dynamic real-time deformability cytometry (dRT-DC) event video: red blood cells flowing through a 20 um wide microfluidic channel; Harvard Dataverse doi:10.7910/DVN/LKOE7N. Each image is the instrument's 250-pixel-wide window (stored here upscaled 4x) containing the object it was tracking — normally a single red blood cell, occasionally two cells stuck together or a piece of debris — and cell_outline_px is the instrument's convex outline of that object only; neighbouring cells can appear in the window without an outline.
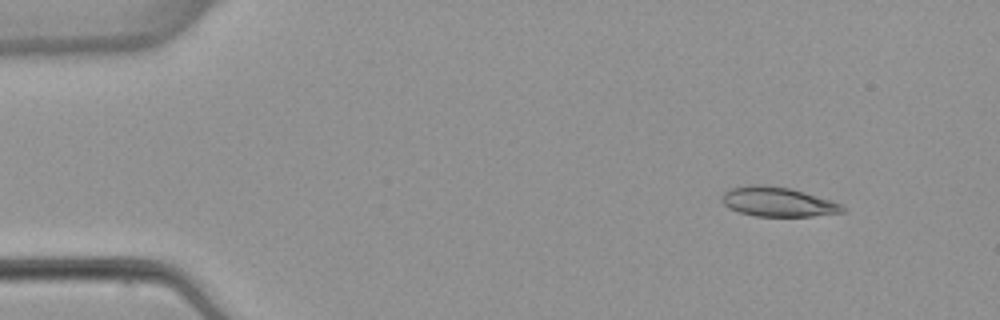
{"species": "common noctule bat (a hibernating species)", "species_latin": "Nyctalus noctula", "temperature_condition": "warm", "stored_images_in_passage": 7, "camera_frame_rate_fps": 3000, "um_per_image_px": 0.085, "animal": {"sex": "female", "body_mass_g": 22.7, "forearm_length_mm": 54.2}, "frame": {"image": 1, "passage_image": 2, "time_ms": 1.0, "image_size_px": [1000, 320], "cell_outline_px": [[844, 212], [812, 216], [756, 216], [740, 212], [728, 208], [724, 204], [724, 192], [728, 188], [748, 184], [764, 184], [792, 188], [832, 200], [840, 204], [844, 208]], "centroid_in_image_um": [66.11, 17.13], "position_along_channel_um": 18.9, "area_um2": 20.81}}
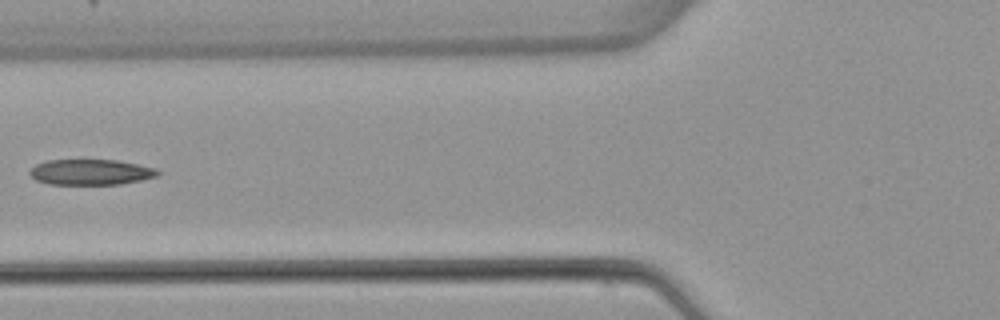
{"frame": {"image": 2, "passage_image": 6, "time_ms": 6.0, "image_size_px": [1000, 320], "cell_outline_px": [[160, 172], [156, 176], [140, 180], [120, 184], [48, 184], [36, 180], [28, 172], [36, 164], [48, 160], [116, 160], [156, 168]], "centroid_in_image_um": [7.69, 14.63], "position_along_channel_um": 118.1, "area_um2": 18.9}}
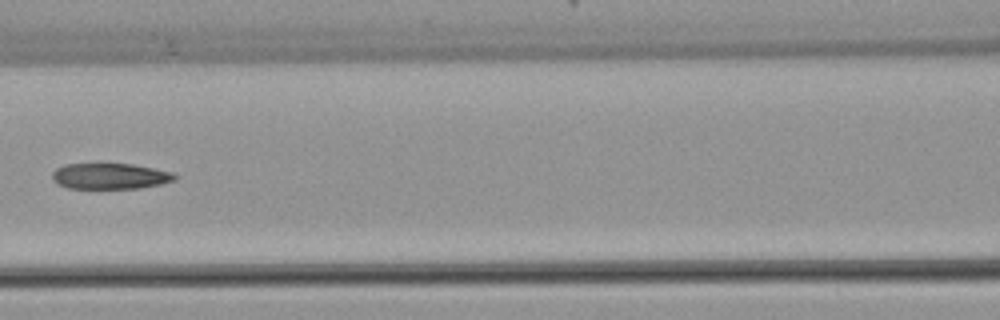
{"frame": {"image": 3, "passage_image": 7, "time_ms": 7.0, "image_size_px": [1000, 320], "cell_outline_px": [[180, 176], [176, 180], [160, 184], [140, 188], [68, 188], [52, 180], [52, 172], [56, 168], [64, 164], [132, 164], [172, 172]], "centroid_in_image_um": [9.38, 14.97], "position_along_channel_um": 157.2, "area_um2": 18.44}}